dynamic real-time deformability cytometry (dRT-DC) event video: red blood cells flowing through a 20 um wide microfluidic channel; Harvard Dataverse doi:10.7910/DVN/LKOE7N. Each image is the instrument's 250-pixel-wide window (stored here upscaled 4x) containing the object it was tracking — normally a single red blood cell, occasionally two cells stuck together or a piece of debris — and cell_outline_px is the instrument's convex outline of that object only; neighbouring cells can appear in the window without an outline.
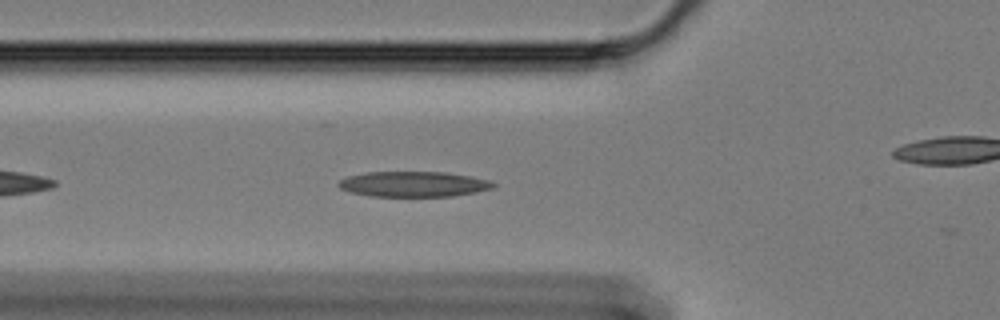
{"species": "Egyptian fruit bat (a non-hibernating species)", "species_latin": "Rousettus aegyptiacus", "temperature_condition": "cold", "stored_images_in_passage": 35, "camera_frame_rate_fps": 3000, "um_per_image_px": 0.085, "animal": {"sex": "female"}, "frame": {"image": 1, "passage_image": 7, "time_ms": 2.0, "image_size_px": [1000, 320], "cell_outline_px": [[496, 184], [492, 188], [476, 192], [452, 196], [368, 196], [348, 192], [340, 188], [336, 184], [340, 180], [348, 176], [364, 172], [444, 172], [468, 176], [488, 180]], "centroid_in_image_um": [35.08, 15.65], "position_along_channel_um": 90.7, "area_um2": 22.83}}
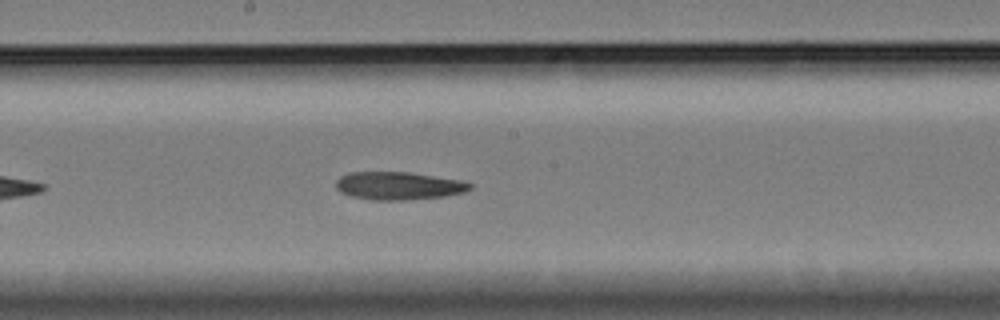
{"frame": {"image": 2, "passage_image": 18, "time_ms": 5.667, "image_size_px": [1000, 320], "cell_outline_px": [[472, 188], [468, 192], [444, 196], [404, 200], [368, 200], [352, 196], [340, 192], [336, 188], [336, 180], [340, 176], [348, 172], [408, 172], [464, 180], [472, 184]], "centroid_in_image_um": [33.9, 15.79], "position_along_channel_um": 214.3, "area_um2": 22.08}}
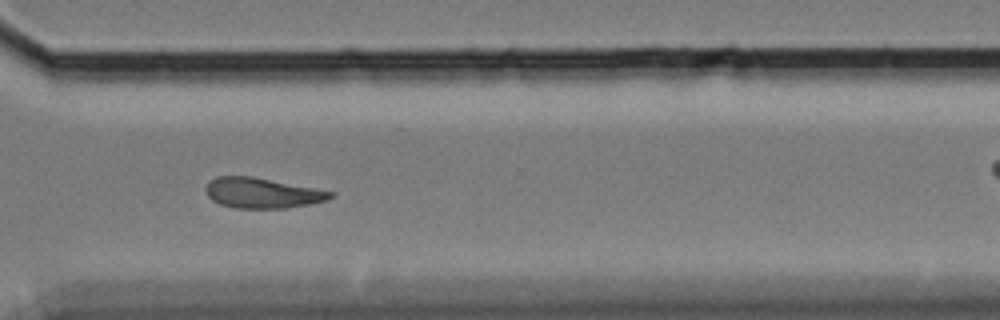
{"frame": {"image": 3, "passage_image": 30, "time_ms": 9.667, "image_size_px": [1000, 320], "cell_outline_px": [[336, 192], [328, 200], [308, 204], [284, 208], [236, 208], [220, 204], [212, 200], [208, 196], [204, 188], [208, 180], [216, 176], [252, 176], [316, 188]], "centroid_in_image_um": [22.26, 16.39], "position_along_channel_um": 348.3, "area_um2": 22.14}}